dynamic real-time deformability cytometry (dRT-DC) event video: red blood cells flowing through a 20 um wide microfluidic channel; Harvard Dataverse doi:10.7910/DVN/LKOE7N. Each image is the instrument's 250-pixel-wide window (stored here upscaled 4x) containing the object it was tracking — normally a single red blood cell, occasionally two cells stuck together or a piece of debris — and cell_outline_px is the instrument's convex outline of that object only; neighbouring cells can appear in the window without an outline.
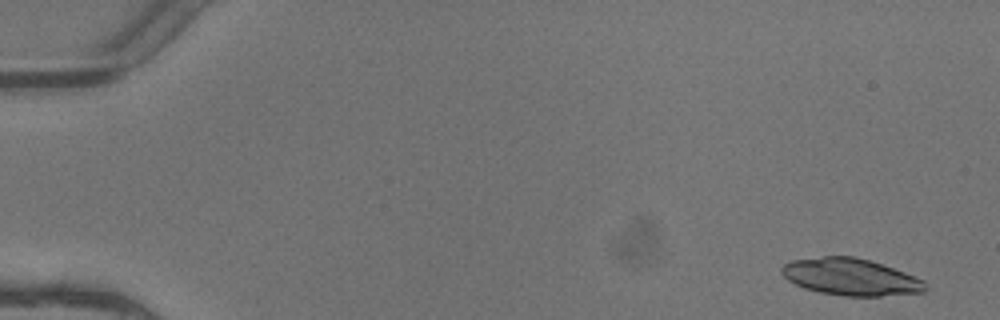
{"species": "common noctule bat (a hibernating species)", "species_latin": "Nyctalus noctula", "temperature_condition": "warm", "stored_images_in_passage": 4, "camera_frame_rate_fps": 3000, "um_per_image_px": 0.085, "animal": {"sex": "female"}, "frame": {"image": 1, "passage_image": 1, "time_ms": 0.0, "image_size_px": [1000, 320], "cell_outline_px": [[924, 292], [880, 296], [844, 296], [820, 292], [804, 288], [788, 280], [780, 272], [780, 268], [784, 264], [792, 260], [824, 256], [856, 256], [916, 276], [924, 280]], "centroid_in_image_um": [72.27, 23.54], "position_along_channel_um": 12.7, "area_um2": 30.69}}
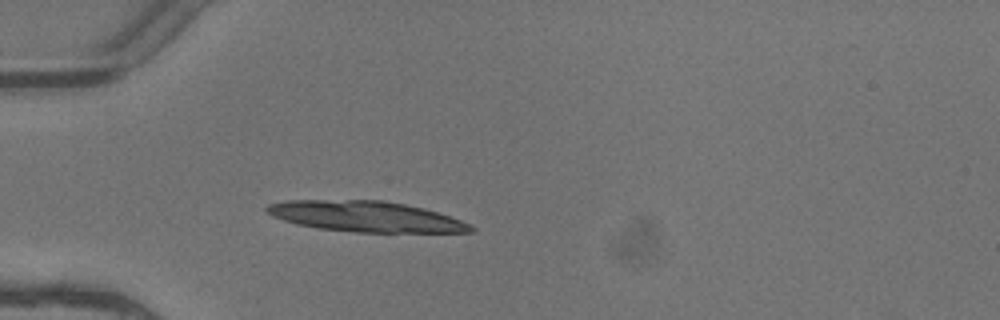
{"frame": {"image": 2, "passage_image": 4, "time_ms": 1.0, "image_size_px": [1000, 320], "cell_outline_px": [[476, 228], [472, 232], [356, 232], [320, 228], [296, 224], [272, 216], [264, 208], [268, 204], [288, 200], [384, 200], [424, 208], [472, 224]], "centroid_in_image_um": [31.09, 18.4], "position_along_channel_um": 53.9, "area_um2": 36.24}}